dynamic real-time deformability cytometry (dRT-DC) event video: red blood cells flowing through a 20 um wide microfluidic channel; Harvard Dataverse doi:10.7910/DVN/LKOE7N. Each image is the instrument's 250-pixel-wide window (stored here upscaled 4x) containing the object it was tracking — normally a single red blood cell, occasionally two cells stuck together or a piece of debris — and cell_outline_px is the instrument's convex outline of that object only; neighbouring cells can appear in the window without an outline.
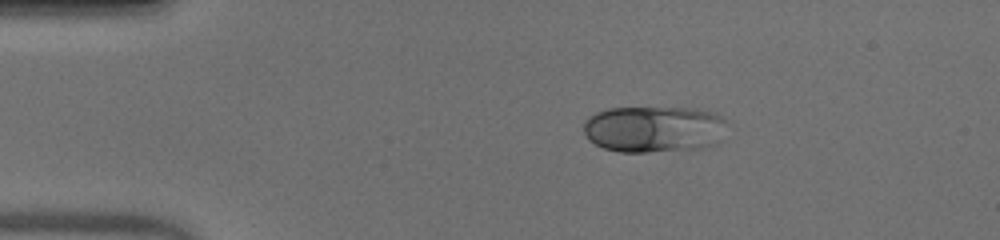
{"species": "human", "species_latin": "Homo sapiens", "temperature_condition": "warm", "stored_images_in_passage": 43, "camera_frame_rate_fps": 3000, "um_per_image_px": 0.085, "donor": {"sex": "male"}, "frame": {"image": 1, "passage_image": 1, "time_ms": 0.0, "image_size_px": [1000, 240], "cell_outline_px": [[724, 120], [716, 144], [700, 148], [648, 152], [620, 152], [604, 148], [588, 140], [584, 132], [584, 120], [588, 116], [596, 112], [608, 108], [688, 108], [708, 112], [720, 116]], "centroid_in_image_um": [55.47, 10.98], "position_along_channel_um": 29.5, "area_um2": 38.38}}
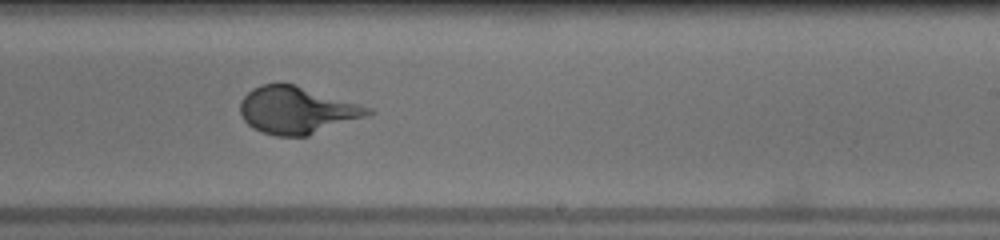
{"frame": {"image": 2, "passage_image": 23, "time_ms": 7.333, "image_size_px": [1000, 240], "cell_outline_px": [[376, 112], [308, 136], [276, 136], [252, 128], [244, 120], [240, 112], [240, 100], [252, 88], [260, 84], [292, 84], [360, 104], [372, 108]], "centroid_in_image_um": [25.21, 9.37], "position_along_channel_um": 263.8, "area_um2": 34.68}}
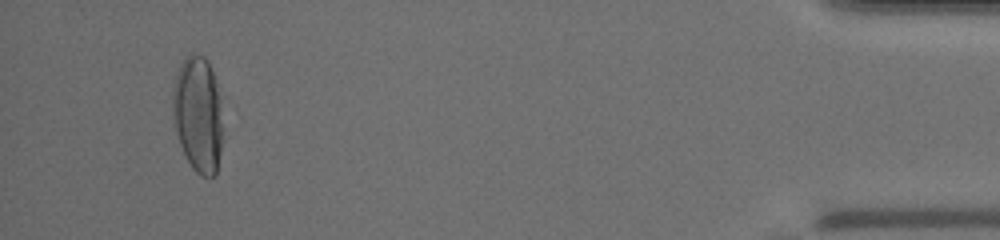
{"frame": {"image": 3, "passage_image": 40, "time_ms": 13.0, "image_size_px": [1000, 240], "cell_outline_px": [[220, 152], [216, 176], [200, 176], [192, 168], [180, 144], [172, 112], [172, 88], [176, 72], [180, 64], [192, 52], [204, 56], [208, 60], [216, 80], [220, 100]], "centroid_in_image_um": [16.8, 9.67], "position_along_channel_um": 418.4, "area_um2": 33.64}}